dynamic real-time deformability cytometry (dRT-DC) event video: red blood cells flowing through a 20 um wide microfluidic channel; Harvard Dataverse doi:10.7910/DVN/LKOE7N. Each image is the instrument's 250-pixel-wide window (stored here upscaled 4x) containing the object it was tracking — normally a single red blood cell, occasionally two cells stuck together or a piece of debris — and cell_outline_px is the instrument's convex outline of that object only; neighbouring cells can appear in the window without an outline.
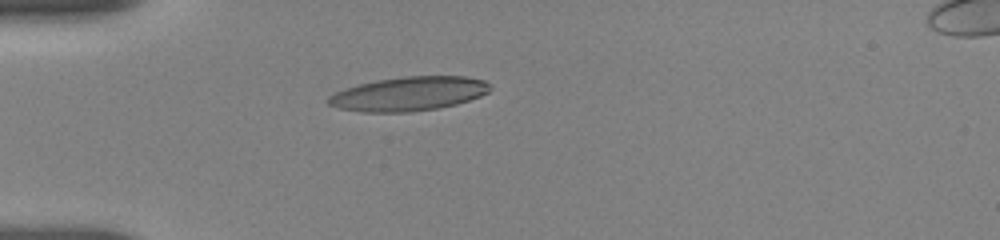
{"species": "human", "species_latin": "Homo sapiens", "temperature_condition": "room temperature", "stored_images_in_passage": 40, "camera_frame_rate_fps": 3000, "um_per_image_px": 0.085, "donor": {"sex": "female"}, "frame": {"image": 1, "passage_image": 1, "time_ms": 0.0, "image_size_px": [1000, 240], "cell_outline_px": [[488, 92], [480, 96], [456, 104], [436, 108], [408, 112], [360, 112], [340, 108], [328, 104], [328, 96], [336, 92], [360, 84], [376, 80], [404, 76], [464, 76], [484, 80], [488, 84]], "centroid_in_image_um": [34.73, 7.97], "position_along_channel_um": 50.3, "area_um2": 31.73}}
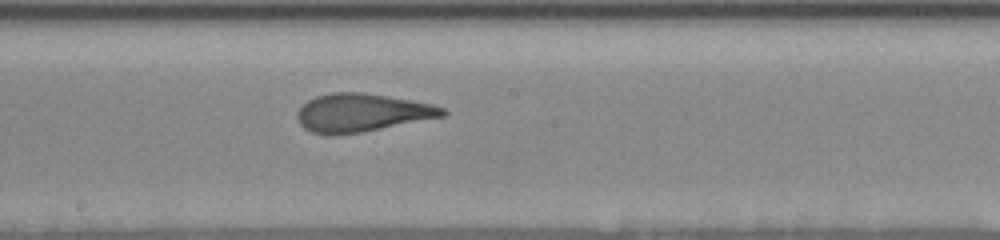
{"frame": {"image": 2, "passage_image": 16, "time_ms": 5.0, "image_size_px": [1000, 240], "cell_outline_px": [[448, 112], [444, 116], [360, 132], [336, 136], [328, 136], [312, 132], [304, 128], [300, 124], [296, 116], [296, 112], [308, 100], [316, 96], [332, 92], [360, 92], [388, 96], [412, 100], [432, 104], [444, 108]], "centroid_in_image_um": [30.72, 9.58], "position_along_channel_um": 217.5, "area_um2": 32.31}}
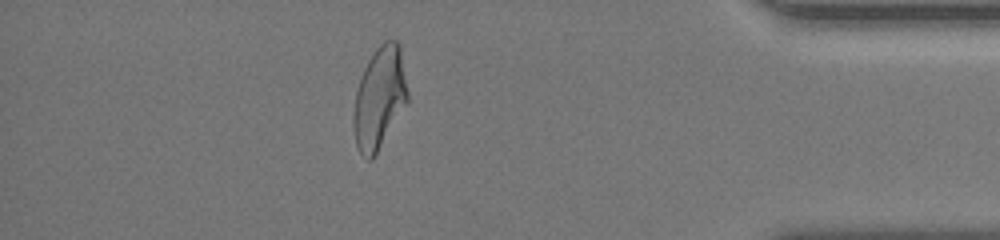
{"frame": {"image": 3, "passage_image": 34, "time_ms": 11.0, "image_size_px": [1000, 240], "cell_outline_px": [[408, 100], [372, 160], [368, 160], [360, 152], [356, 144], [352, 120], [352, 116], [356, 92], [364, 68], [368, 60], [376, 48], [384, 40], [396, 40], [400, 44], [408, 92]], "centroid_in_image_um": [32.24, 8.29], "position_along_channel_um": 403.0, "area_um2": 31.79}, "authors_computed_cell_mechanics": {"area_um2": 32.0501, "velocity_mm_per_s": 3.6591, "shape_relaxation_time_tau1_ms": 6.1047, "shape_relaxation_time_tau2_ms": 1.2923, "deformation_change_tau1": 0.2351, "deformation_change_tau2": 0.0983}}